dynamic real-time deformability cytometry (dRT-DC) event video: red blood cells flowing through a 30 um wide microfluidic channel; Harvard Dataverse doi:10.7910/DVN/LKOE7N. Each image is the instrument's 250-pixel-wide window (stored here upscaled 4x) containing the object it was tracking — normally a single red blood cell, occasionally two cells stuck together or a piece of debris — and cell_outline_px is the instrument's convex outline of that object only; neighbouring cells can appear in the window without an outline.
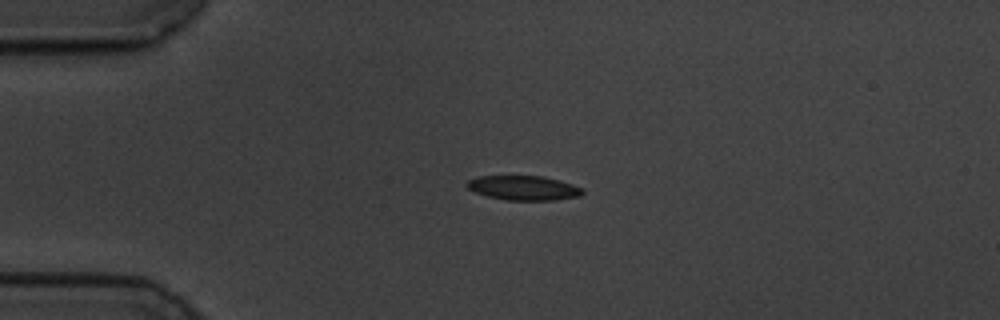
{"species": "common noctule bat (a hibernating species)", "species_latin": "Nyctalus noctula", "temperature_condition": "cold", "stored_images_in_passage": 45, "camera_frame_rate_fps": 3000, "um_per_image_px": 0.085, "animal": {"sex": "male", "body_mass_g": 19.5, "forearm_length_mm": 54.6}, "frame": {"image": 1, "passage_image": 1, "time_ms": 0.0, "image_size_px": [1000, 320], "cell_outline_px": [[584, 192], [580, 196], [556, 200], [504, 200], [488, 196], [476, 192], [468, 188], [464, 184], [468, 180], [476, 176], [544, 176], [560, 180], [572, 184], [580, 188]], "centroid_in_image_um": [44.49, 15.97], "position_along_channel_um": 40.5, "area_um2": 16.53}}
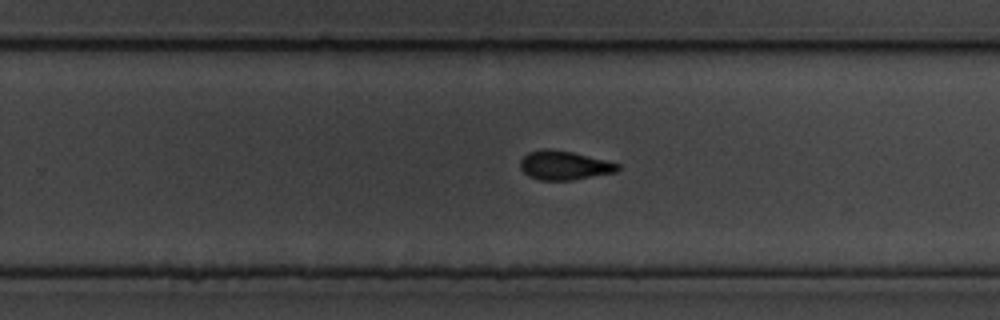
{"frame": {"image": 2, "passage_image": 24, "time_ms": 7.667, "image_size_px": [1000, 320], "cell_outline_px": [[620, 168], [616, 172], [572, 180], [540, 180], [528, 176], [520, 168], [520, 160], [528, 152], [544, 148], [552, 148], [572, 152], [620, 164]], "centroid_in_image_um": [47.93, 14.05], "position_along_channel_um": 281.9, "area_um2": 16.47}}
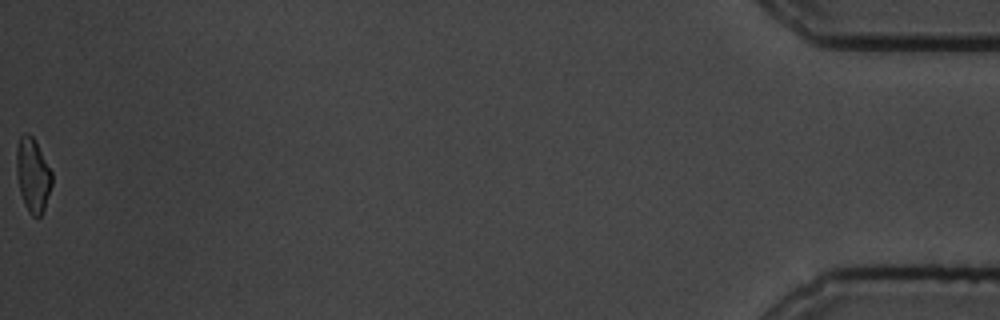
{"frame": {"image": 3, "passage_image": 45, "time_ms": 14.667, "image_size_px": [1000, 320], "cell_outline_px": [[52, 184], [44, 208], [40, 216], [32, 216], [28, 212], [24, 204], [20, 192], [16, 176], [16, 148], [20, 136], [24, 132], [28, 132], [32, 136], [52, 172]], "centroid_in_image_um": [2.76, 14.87], "position_along_channel_um": 432.4, "area_um2": 15.26}, "authors_computed_cell_mechanics": {"area_um2": 16.5308, "velocity_mm_per_s": 3.5212, "shape_relaxation_time_tau1_ms": 6.6665, "shape_relaxation_time_tau2_ms": 3.4191, "deformation_change_tau1": 0.1772, "deformation_change_tau2": 0.0903}}